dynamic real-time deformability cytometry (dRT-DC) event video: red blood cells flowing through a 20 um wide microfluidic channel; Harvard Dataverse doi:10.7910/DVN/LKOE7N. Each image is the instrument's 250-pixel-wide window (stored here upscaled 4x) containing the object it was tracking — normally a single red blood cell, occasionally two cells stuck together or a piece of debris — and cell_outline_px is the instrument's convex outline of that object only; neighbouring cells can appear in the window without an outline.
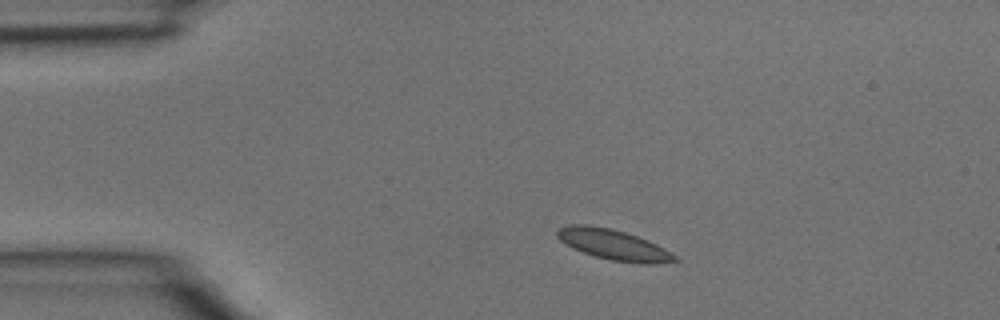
{"species": "common noctule bat (a hibernating species)", "species_latin": "Nyctalus noctula", "temperature_condition": "room temperature", "stored_images_in_passage": 2, "camera_frame_rate_fps": 3000, "um_per_image_px": 0.085, "animal": {"sex": "male", "body_mass_g": 15.6}, "frame": {"image": 1, "passage_image": 1, "time_ms": 0.0, "image_size_px": [1000, 320], "cell_outline_px": [[680, 260], [652, 264], [640, 264], [612, 260], [596, 256], [572, 248], [560, 240], [556, 236], [556, 232], [560, 228], [568, 224], [588, 224], [612, 228], [648, 240], [664, 248], [676, 256]], "centroid_in_image_um": [52.13, 20.79], "position_along_channel_um": 32.9, "area_um2": 20.81}}